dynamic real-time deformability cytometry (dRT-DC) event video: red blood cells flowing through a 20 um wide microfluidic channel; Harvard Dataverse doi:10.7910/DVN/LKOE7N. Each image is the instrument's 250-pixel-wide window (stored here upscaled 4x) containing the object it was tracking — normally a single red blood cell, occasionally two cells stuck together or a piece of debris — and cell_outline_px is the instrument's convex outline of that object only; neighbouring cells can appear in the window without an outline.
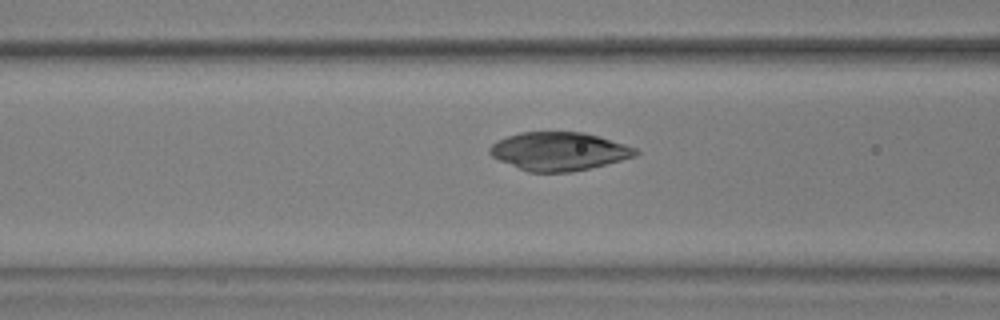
{"species": "common noctule bat (a hibernating species)", "species_latin": "Nyctalus noctula", "temperature_condition": "warm", "stored_images_in_passage": 56, "camera_frame_rate_fps": 3000, "um_per_image_px": 0.085, "animal": {"sex": "male", "body_mass_g": 17.9, "forearm_length_mm": 54.2}, "frame": {"image": 1, "passage_image": 23, "time_ms": 7.333, "image_size_px": [1000, 320], "cell_outline_px": [[640, 152], [636, 156], [572, 172], [528, 172], [500, 160], [492, 156], [488, 152], [488, 148], [496, 140], [520, 132], [584, 132], [600, 136], [636, 148]], "centroid_in_image_um": [47.5, 12.85], "position_along_channel_um": 119.1, "area_um2": 32.43}}
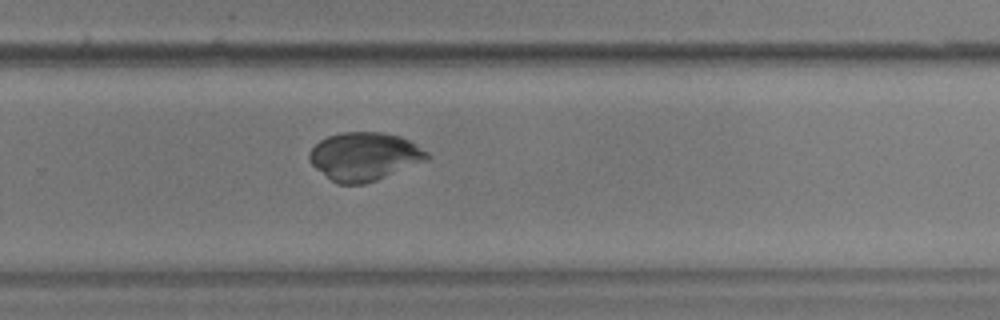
{"frame": {"image": 2, "passage_image": 38, "time_ms": 12.333, "image_size_px": [1000, 320], "cell_outline_px": [[432, 156], [428, 160], [376, 180], [364, 184], [336, 184], [316, 168], [308, 160], [308, 152], [320, 140], [328, 136], [340, 132], [384, 132], [400, 136], [416, 144], [428, 152]], "centroid_in_image_um": [30.97, 13.29], "position_along_channel_um": 298.8, "area_um2": 33.18}}
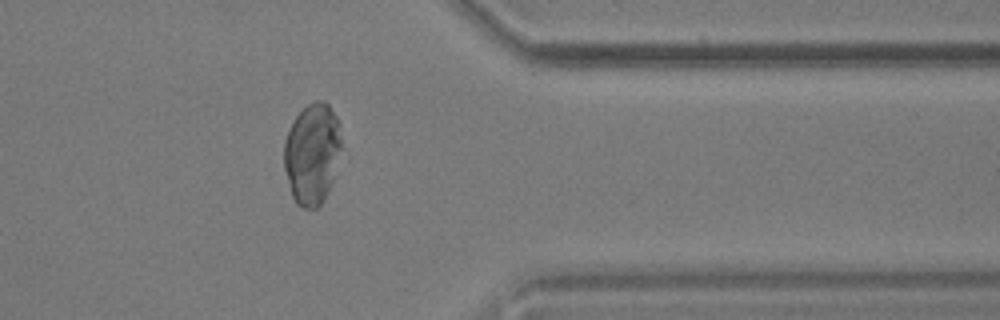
{"frame": {"image": 3, "passage_image": 46, "time_ms": 15.0, "image_size_px": [1000, 320], "cell_outline_px": [[344, 148], [332, 180], [320, 204], [316, 208], [304, 208], [296, 204], [292, 196], [284, 168], [284, 140], [296, 116], [308, 104], [316, 100], [324, 100], [328, 104], [336, 116]], "centroid_in_image_um": [26.55, 13.04], "position_along_channel_um": 384.8, "area_um2": 33.81}}